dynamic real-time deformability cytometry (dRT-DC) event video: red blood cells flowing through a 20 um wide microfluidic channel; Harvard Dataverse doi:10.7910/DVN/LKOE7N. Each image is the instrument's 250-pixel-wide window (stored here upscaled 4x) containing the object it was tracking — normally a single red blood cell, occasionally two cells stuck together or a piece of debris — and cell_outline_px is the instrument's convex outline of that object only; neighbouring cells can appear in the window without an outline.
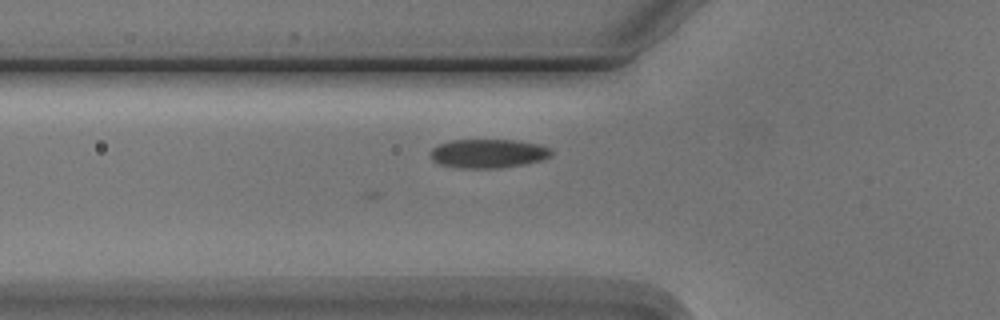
{"species": "Egyptian fruit bat (a non-hibernating species)", "species_latin": "Rousettus aegyptiacus", "temperature_condition": "cold", "stored_images_in_passage": 6, "camera_frame_rate_fps": 3000, "um_per_image_px": 0.085, "animal": {"sex": "male"}, "frame": {"image": 1, "passage_image": 6, "time_ms": 6.0, "image_size_px": [1000, 320], "cell_outline_px": [[552, 156], [544, 160], [524, 164], [496, 168], [460, 168], [440, 164], [432, 160], [432, 148], [440, 144], [452, 140], [516, 140], [540, 144], [552, 148]], "centroid_in_image_um": [41.57, 13.04], "position_along_channel_um": 84.2, "area_um2": 20.4}}